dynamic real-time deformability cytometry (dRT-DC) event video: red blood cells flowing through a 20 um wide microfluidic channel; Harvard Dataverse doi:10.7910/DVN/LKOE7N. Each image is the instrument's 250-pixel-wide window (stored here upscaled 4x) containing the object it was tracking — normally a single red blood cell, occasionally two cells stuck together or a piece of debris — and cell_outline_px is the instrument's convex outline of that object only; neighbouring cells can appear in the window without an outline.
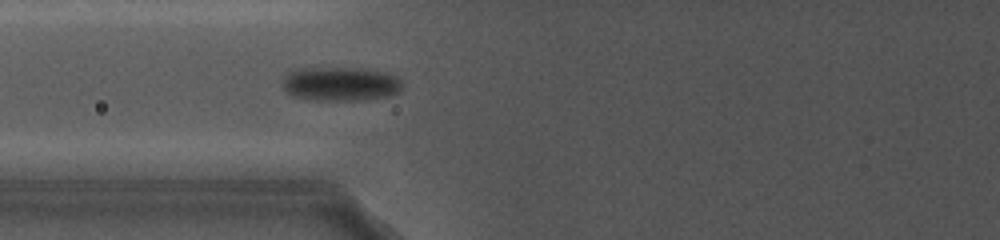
{"species": "common noctule bat (a hibernating species)", "species_latin": "Nyctalus noctula", "temperature_condition": "cold", "stored_images_in_passage": 11, "camera_frame_rate_fps": 5000, "um_per_image_px": 0.085, "animal": {"sex": "female", "body_mass_g": 19.0, "forearm_length_mm": 56.7}, "frame": {"image": 1, "passage_image": 4, "time_ms": 2.4, "image_size_px": [1000, 240], "cell_outline_px": [[400, 88], [396, 92], [384, 96], [352, 100], [316, 100], [296, 96], [288, 92], [284, 88], [284, 76], [288, 72], [300, 68], [372, 68], [396, 76], [400, 80]], "centroid_in_image_um": [28.92, 7.1], "position_along_channel_um": 96.9, "area_um2": 23.29}}
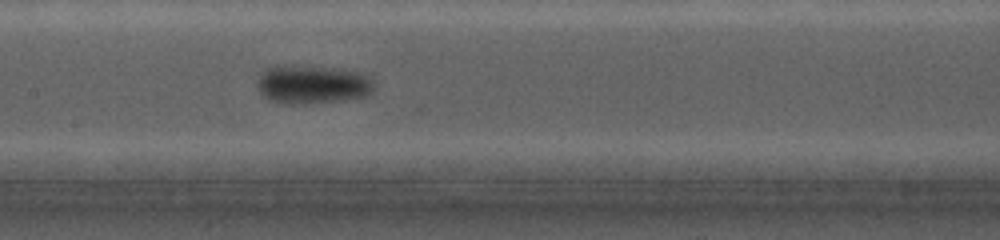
{"frame": {"image": 2, "passage_image": 7, "time_ms": 4.6, "image_size_px": [1000, 240], "cell_outline_px": [[372, 88], [364, 96], [332, 100], [276, 100], [268, 96], [260, 88], [260, 72], [268, 68], [284, 64], [296, 64], [344, 68], [364, 72], [368, 76], [372, 84]], "centroid_in_image_um": [26.63, 7.04], "position_along_channel_um": 180.8, "area_um2": 24.74}}